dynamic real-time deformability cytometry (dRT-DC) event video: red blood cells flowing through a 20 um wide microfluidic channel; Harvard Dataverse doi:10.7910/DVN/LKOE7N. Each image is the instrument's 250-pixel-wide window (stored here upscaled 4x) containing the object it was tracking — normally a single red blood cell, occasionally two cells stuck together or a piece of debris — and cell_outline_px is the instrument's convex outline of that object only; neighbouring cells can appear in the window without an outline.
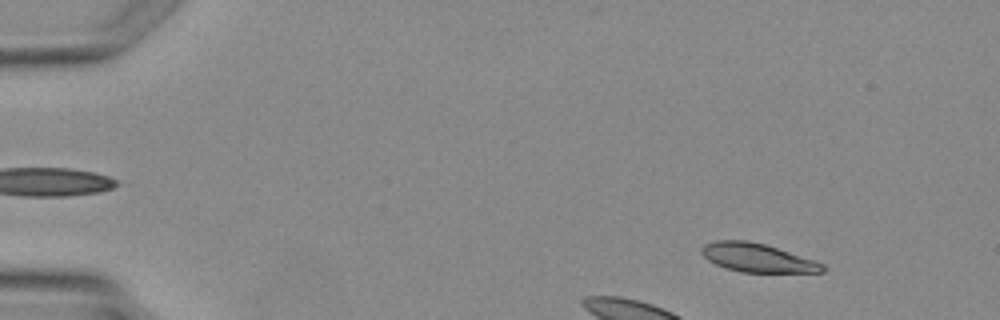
{"species": "Egyptian fruit bat (a non-hibernating species)", "species_latin": "Rousettus aegyptiacus", "temperature_condition": "warm", "stored_images_in_passage": 2, "camera_frame_rate_fps": 3000, "um_per_image_px": 0.085, "animal": {"sex": "female"}, "frame": {"image": 1, "passage_image": 1, "time_ms": 0.0, "image_size_px": [1000, 320], "cell_outline_px": [[828, 268], [824, 272], [740, 272], [724, 268], [708, 260], [700, 252], [700, 248], [704, 244], [716, 240], [748, 240], [764, 244], [824, 264]], "centroid_in_image_um": [64.33, 21.91], "position_along_channel_um": 20.7, "area_um2": 20.06}}